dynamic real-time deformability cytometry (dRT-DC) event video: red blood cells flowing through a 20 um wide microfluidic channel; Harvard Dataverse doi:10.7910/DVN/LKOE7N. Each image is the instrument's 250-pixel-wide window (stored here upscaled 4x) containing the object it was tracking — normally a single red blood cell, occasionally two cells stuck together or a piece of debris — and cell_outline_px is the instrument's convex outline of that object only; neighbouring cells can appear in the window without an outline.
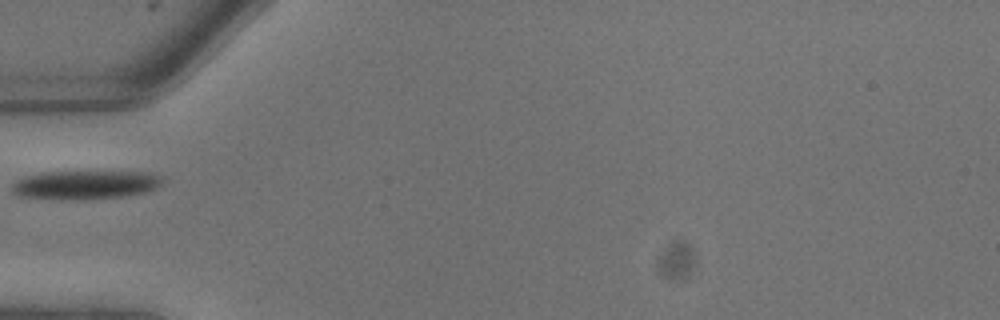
{"species": "common noctule bat (a hibernating species)", "species_latin": "Nyctalus noctula", "temperature_condition": "warm", "stored_images_in_passage": 3, "camera_frame_rate_fps": 3000, "um_per_image_px": 0.085, "animal": {"sex": "male", "body_mass_g": 13.3}, "frame": {"image": 1, "passage_image": 1, "time_ms": 0.0, "image_size_px": [1000, 320], "cell_outline_px": [[164, 180], [156, 188], [148, 192], [124, 196], [68, 200], [16, 196], [12, 192], [12, 184], [16, 180], [24, 176], [40, 172], [152, 172], [160, 176]], "centroid_in_image_um": [7.22, 15.71], "position_along_channel_um": 77.8, "area_um2": 25.32}}